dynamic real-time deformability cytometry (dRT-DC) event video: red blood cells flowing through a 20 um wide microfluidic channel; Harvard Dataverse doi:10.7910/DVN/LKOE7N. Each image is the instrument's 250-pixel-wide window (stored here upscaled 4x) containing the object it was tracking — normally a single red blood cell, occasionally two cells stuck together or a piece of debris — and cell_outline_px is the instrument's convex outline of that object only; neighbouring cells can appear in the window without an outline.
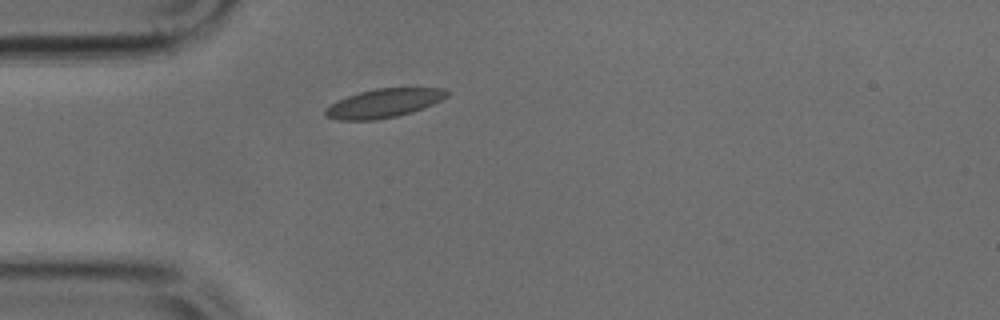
{"species": "common noctule bat (a hibernating species)", "species_latin": "Nyctalus noctula", "temperature_condition": "cold", "stored_images_in_passage": 37, "camera_frame_rate_fps": 3000, "um_per_image_px": 0.085, "animal": {"sex": "male", "body_mass_g": 17.9, "forearm_length_mm": 54.2}, "frame": {"image": 1, "passage_image": 1, "time_ms": 0.0, "image_size_px": [1000, 320], "cell_outline_px": [[452, 92], [448, 96], [424, 108], [412, 112], [396, 116], [376, 120], [340, 120], [328, 116], [324, 112], [324, 108], [336, 100], [360, 92], [376, 88], [444, 88]], "centroid_in_image_um": [32.64, 8.76], "position_along_channel_um": 52.4, "area_um2": 20.4}}
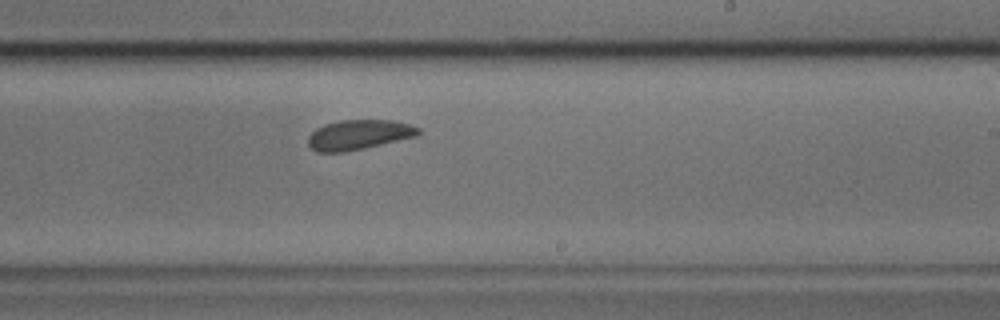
{"frame": {"image": 2, "passage_image": 17, "time_ms": 5.333, "image_size_px": [1000, 320], "cell_outline_px": [[420, 132], [416, 136], [364, 148], [344, 152], [316, 152], [308, 144], [308, 136], [316, 128], [324, 124], [340, 120], [392, 120], [408, 124], [420, 128]], "centroid_in_image_um": [30.47, 11.45], "position_along_channel_um": 258.5, "area_um2": 19.07}}
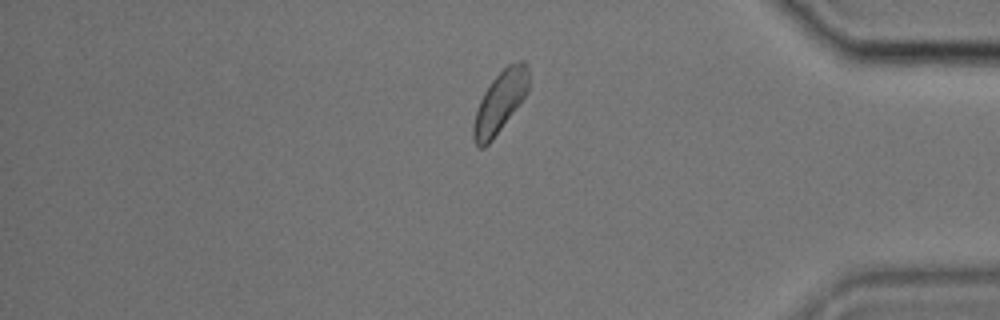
{"frame": {"image": 3, "passage_image": 29, "time_ms": 9.333, "image_size_px": [1000, 320], "cell_outline_px": [[528, 92], [492, 140], [484, 148], [480, 148], [476, 144], [472, 136], [472, 124], [480, 100], [484, 92], [492, 80], [508, 64], [520, 60], [524, 60], [528, 64]], "centroid_in_image_um": [42.49, 8.66], "position_along_channel_um": 392.7, "area_um2": 19.59}}